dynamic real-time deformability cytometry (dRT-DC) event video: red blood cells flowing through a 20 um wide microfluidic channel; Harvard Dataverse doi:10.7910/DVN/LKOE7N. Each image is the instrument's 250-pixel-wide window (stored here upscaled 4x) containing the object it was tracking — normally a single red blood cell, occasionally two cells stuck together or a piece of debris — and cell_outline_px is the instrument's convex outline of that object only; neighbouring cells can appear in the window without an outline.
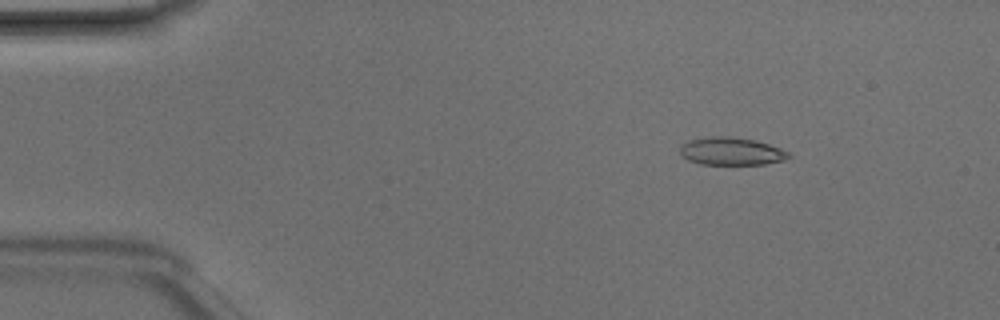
{"species": "Egyptian fruit bat (a non-hibernating species)", "species_latin": "Rousettus aegyptiacus", "temperature_condition": "room temperature", "stored_images_in_passage": 42, "camera_frame_rate_fps": 3000, "um_per_image_px": 0.085, "animal": {"sex": "male"}, "frame": {"image": 1, "passage_image": 1, "time_ms": 0.0, "image_size_px": [1000, 320], "cell_outline_px": [[792, 156], [784, 160], [764, 164], [700, 164], [688, 160], [680, 152], [680, 144], [688, 140], [712, 136], [728, 136], [756, 140], [780, 148], [788, 152]], "centroid_in_image_um": [62.15, 12.85], "position_along_channel_um": 22.8, "area_um2": 17.57}}
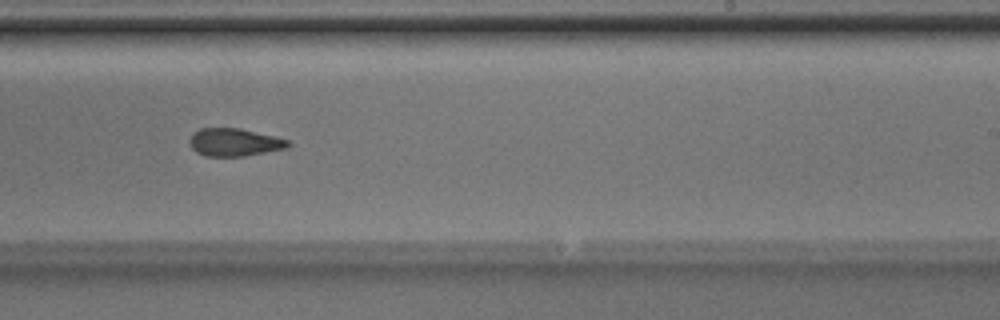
{"frame": {"image": 2, "passage_image": 24, "time_ms": 7.667, "image_size_px": [1000, 320], "cell_outline_px": [[292, 144], [288, 148], [244, 156], [204, 156], [196, 152], [192, 148], [188, 140], [192, 132], [200, 128], [240, 128], [288, 140]], "centroid_in_image_um": [19.89, 12.09], "position_along_channel_um": 269.1, "area_um2": 16.01}}
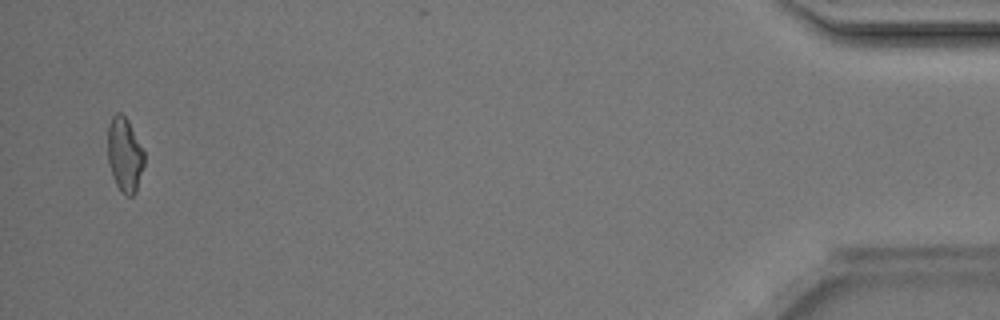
{"frame": {"image": 3, "passage_image": 41, "time_ms": 13.333, "image_size_px": [1000, 320], "cell_outline_px": [[144, 164], [136, 192], [132, 196], [128, 196], [120, 192], [112, 176], [108, 160], [108, 124], [112, 116], [116, 112], [120, 112], [128, 120], [144, 152]], "centroid_in_image_um": [10.59, 13.16], "position_along_channel_um": 424.6, "area_um2": 15.84}, "authors_computed_cell_mechanics": {"area_um2": 16.6753, "velocity_mm_per_s": 4.2306, "shape_relaxation_time_tau1_ms": 2.7283, "shape_relaxation_time_tau2_ms": 2.8722, "deformation_change_tau1": 0.1014, "deformation_change_tau2": 0.0883}}